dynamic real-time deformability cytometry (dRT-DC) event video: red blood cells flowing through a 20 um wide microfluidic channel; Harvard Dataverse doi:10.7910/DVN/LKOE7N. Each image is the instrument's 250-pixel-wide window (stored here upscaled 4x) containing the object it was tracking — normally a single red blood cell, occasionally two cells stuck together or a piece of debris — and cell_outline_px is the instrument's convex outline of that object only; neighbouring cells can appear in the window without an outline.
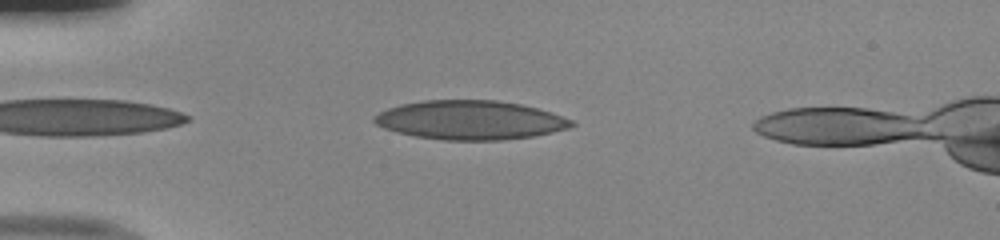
{"species": "human", "species_latin": "Homo sapiens", "temperature_condition": "room temperature", "stored_images_in_passage": 36, "camera_frame_rate_fps": 3000, "um_per_image_px": 0.085, "donor": {"sex": "male"}, "frame": {"image": 1, "passage_image": 3, "time_ms": 0.667, "image_size_px": [1000, 240], "cell_outline_px": [[576, 124], [568, 128], [552, 132], [532, 136], [500, 140], [440, 140], [416, 136], [396, 132], [384, 128], [376, 124], [372, 120], [372, 116], [388, 108], [400, 104], [420, 100], [496, 100], [520, 104], [552, 112], [572, 120]], "centroid_in_image_um": [39.93, 10.2], "position_along_channel_um": 45.1, "area_um2": 44.91}}
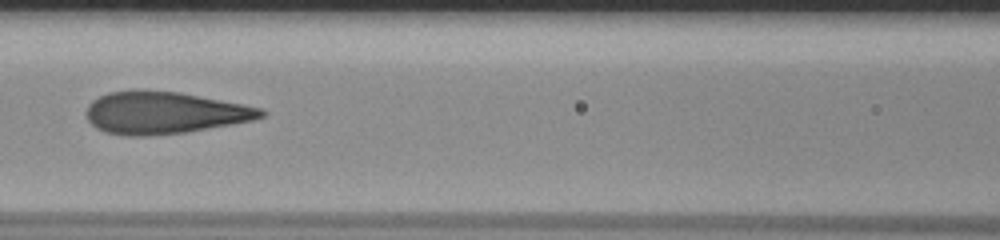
{"frame": {"image": 2, "passage_image": 13, "time_ms": 4.0, "image_size_px": [1000, 240], "cell_outline_px": [[268, 112], [264, 116], [252, 120], [232, 124], [184, 132], [148, 136], [124, 136], [104, 132], [96, 128], [88, 120], [84, 112], [88, 104], [92, 100], [108, 92], [180, 92], [264, 108]], "centroid_in_image_um": [13.97, 9.61], "position_along_channel_um": 152.6, "area_um2": 42.48}}
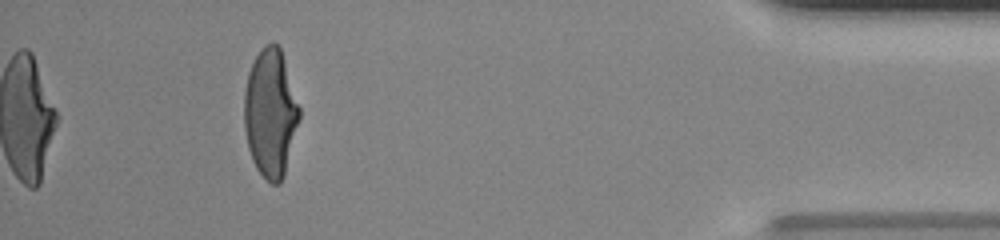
{"frame": {"image": 3, "passage_image": 36, "time_ms": 11.667, "image_size_px": [1000, 240], "cell_outline_px": [[300, 116], [284, 176], [280, 184], [272, 184], [256, 168], [252, 160], [248, 148], [244, 128], [244, 92], [248, 72], [256, 56], [268, 44], [276, 44], [280, 48], [300, 108]], "centroid_in_image_um": [22.98, 9.65], "position_along_channel_um": 412.2, "area_um2": 40.69}, "authors_computed_cell_mechanics": {"area_um2": 42.8009, "velocity_mm_per_s": 4.0565, "shape_relaxation_time_tau1_ms": 9.8934, "shape_relaxation_time_tau2_ms": null, "deformation_change_tau1": 0.3426, "deformation_change_tau2": null}}